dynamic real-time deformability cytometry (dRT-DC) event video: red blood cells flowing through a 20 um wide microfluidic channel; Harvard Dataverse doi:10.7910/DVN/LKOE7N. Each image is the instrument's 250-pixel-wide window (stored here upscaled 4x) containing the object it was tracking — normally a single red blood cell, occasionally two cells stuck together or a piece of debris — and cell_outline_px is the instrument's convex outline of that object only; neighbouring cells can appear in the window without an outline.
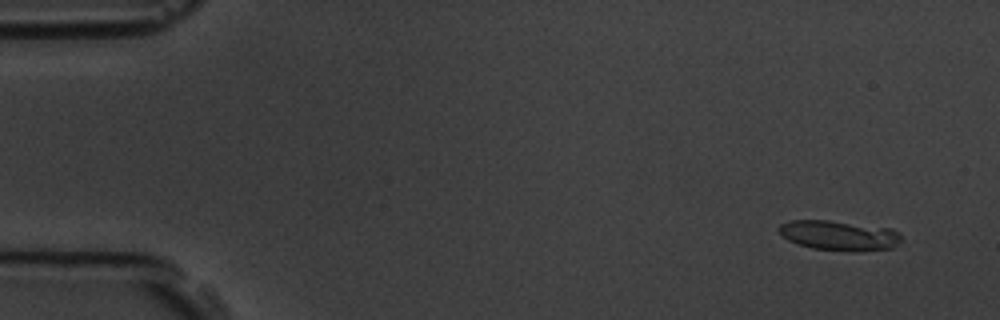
{"species": "common noctule bat (a hibernating species)", "species_latin": "Nyctalus noctula", "temperature_condition": "room temperature", "stored_images_in_passage": 5, "camera_frame_rate_fps": 3000, "um_per_image_px": 0.085, "animal": {"sex": "male", "body_mass_g": 19.5, "forearm_length_mm": 54.6}, "frame": {"image": 1, "passage_image": 1, "time_ms": 0.0, "image_size_px": [1000, 320], "cell_outline_px": [[900, 240], [892, 248], [860, 252], [852, 252], [812, 248], [796, 244], [788, 240], [780, 232], [780, 224], [792, 220], [828, 220], [892, 228], [900, 232]], "centroid_in_image_um": [71.36, 20.02], "position_along_channel_um": 13.6, "area_um2": 21.44}}